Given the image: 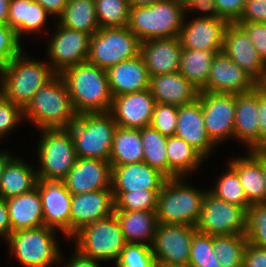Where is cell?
Here are the masks:
<instances>
[{"instance_id":"cell-1","label":"cell","mask_w":266,"mask_h":267,"mask_svg":"<svg viewBox=\"0 0 266 267\" xmlns=\"http://www.w3.org/2000/svg\"><path fill=\"white\" fill-rule=\"evenodd\" d=\"M59 75L77 115L110 112L113 95L105 69L85 61L64 69Z\"/></svg>"},{"instance_id":"cell-2","label":"cell","mask_w":266,"mask_h":267,"mask_svg":"<svg viewBox=\"0 0 266 267\" xmlns=\"http://www.w3.org/2000/svg\"><path fill=\"white\" fill-rule=\"evenodd\" d=\"M22 50L1 71L0 94L24 109L35 93L57 73L47 63Z\"/></svg>"},{"instance_id":"cell-3","label":"cell","mask_w":266,"mask_h":267,"mask_svg":"<svg viewBox=\"0 0 266 267\" xmlns=\"http://www.w3.org/2000/svg\"><path fill=\"white\" fill-rule=\"evenodd\" d=\"M24 120L37 130L68 128L77 116L63 78L57 74L23 109Z\"/></svg>"},{"instance_id":"cell-4","label":"cell","mask_w":266,"mask_h":267,"mask_svg":"<svg viewBox=\"0 0 266 267\" xmlns=\"http://www.w3.org/2000/svg\"><path fill=\"white\" fill-rule=\"evenodd\" d=\"M187 182L186 177L165 180L157 196L158 222L190 226L197 224L208 189L201 190Z\"/></svg>"},{"instance_id":"cell-5","label":"cell","mask_w":266,"mask_h":267,"mask_svg":"<svg viewBox=\"0 0 266 267\" xmlns=\"http://www.w3.org/2000/svg\"><path fill=\"white\" fill-rule=\"evenodd\" d=\"M185 18V5L176 0H160L148 6L130 7L127 27L145 41L178 37Z\"/></svg>"},{"instance_id":"cell-6","label":"cell","mask_w":266,"mask_h":267,"mask_svg":"<svg viewBox=\"0 0 266 267\" xmlns=\"http://www.w3.org/2000/svg\"><path fill=\"white\" fill-rule=\"evenodd\" d=\"M56 229L41 226L10 233L3 241L10 254L22 267H53L60 265L61 249Z\"/></svg>"},{"instance_id":"cell-7","label":"cell","mask_w":266,"mask_h":267,"mask_svg":"<svg viewBox=\"0 0 266 267\" xmlns=\"http://www.w3.org/2000/svg\"><path fill=\"white\" fill-rule=\"evenodd\" d=\"M117 124L110 112L82 113L68 127L77 158L108 160Z\"/></svg>"},{"instance_id":"cell-8","label":"cell","mask_w":266,"mask_h":267,"mask_svg":"<svg viewBox=\"0 0 266 267\" xmlns=\"http://www.w3.org/2000/svg\"><path fill=\"white\" fill-rule=\"evenodd\" d=\"M70 239H73L74 247L81 255L114 264L126 245L115 214L85 225Z\"/></svg>"},{"instance_id":"cell-9","label":"cell","mask_w":266,"mask_h":267,"mask_svg":"<svg viewBox=\"0 0 266 267\" xmlns=\"http://www.w3.org/2000/svg\"><path fill=\"white\" fill-rule=\"evenodd\" d=\"M36 151L37 177L62 181L76 161L74 140L68 128L41 129Z\"/></svg>"},{"instance_id":"cell-10","label":"cell","mask_w":266,"mask_h":267,"mask_svg":"<svg viewBox=\"0 0 266 267\" xmlns=\"http://www.w3.org/2000/svg\"><path fill=\"white\" fill-rule=\"evenodd\" d=\"M141 41L127 27L100 28L91 35L87 61L107 70L140 54Z\"/></svg>"},{"instance_id":"cell-11","label":"cell","mask_w":266,"mask_h":267,"mask_svg":"<svg viewBox=\"0 0 266 267\" xmlns=\"http://www.w3.org/2000/svg\"><path fill=\"white\" fill-rule=\"evenodd\" d=\"M195 228L211 236L245 234L246 211L240 206L216 197L207 190Z\"/></svg>"},{"instance_id":"cell-12","label":"cell","mask_w":266,"mask_h":267,"mask_svg":"<svg viewBox=\"0 0 266 267\" xmlns=\"http://www.w3.org/2000/svg\"><path fill=\"white\" fill-rule=\"evenodd\" d=\"M195 226L158 222L151 251L157 266L188 265Z\"/></svg>"},{"instance_id":"cell-13","label":"cell","mask_w":266,"mask_h":267,"mask_svg":"<svg viewBox=\"0 0 266 267\" xmlns=\"http://www.w3.org/2000/svg\"><path fill=\"white\" fill-rule=\"evenodd\" d=\"M205 130L211 141L234 140L235 94L199 92Z\"/></svg>"},{"instance_id":"cell-14","label":"cell","mask_w":266,"mask_h":267,"mask_svg":"<svg viewBox=\"0 0 266 267\" xmlns=\"http://www.w3.org/2000/svg\"><path fill=\"white\" fill-rule=\"evenodd\" d=\"M55 32L48 39L47 63L60 74L64 69L87 61L91 35L61 26L55 21Z\"/></svg>"},{"instance_id":"cell-15","label":"cell","mask_w":266,"mask_h":267,"mask_svg":"<svg viewBox=\"0 0 266 267\" xmlns=\"http://www.w3.org/2000/svg\"><path fill=\"white\" fill-rule=\"evenodd\" d=\"M44 226L60 231L70 239V205L72 194L63 181L38 179Z\"/></svg>"},{"instance_id":"cell-16","label":"cell","mask_w":266,"mask_h":267,"mask_svg":"<svg viewBox=\"0 0 266 267\" xmlns=\"http://www.w3.org/2000/svg\"><path fill=\"white\" fill-rule=\"evenodd\" d=\"M191 17L185 15L178 36L182 49L222 51L224 33L229 22L224 18Z\"/></svg>"},{"instance_id":"cell-17","label":"cell","mask_w":266,"mask_h":267,"mask_svg":"<svg viewBox=\"0 0 266 267\" xmlns=\"http://www.w3.org/2000/svg\"><path fill=\"white\" fill-rule=\"evenodd\" d=\"M222 51L243 69L257 84L266 73V64L260 58L246 31L236 23L226 27Z\"/></svg>"},{"instance_id":"cell-18","label":"cell","mask_w":266,"mask_h":267,"mask_svg":"<svg viewBox=\"0 0 266 267\" xmlns=\"http://www.w3.org/2000/svg\"><path fill=\"white\" fill-rule=\"evenodd\" d=\"M155 105L148 88L113 97L110 113L117 126L141 129L150 126Z\"/></svg>"},{"instance_id":"cell-19","label":"cell","mask_w":266,"mask_h":267,"mask_svg":"<svg viewBox=\"0 0 266 267\" xmlns=\"http://www.w3.org/2000/svg\"><path fill=\"white\" fill-rule=\"evenodd\" d=\"M112 189L72 194L70 205V238L82 227L114 214Z\"/></svg>"},{"instance_id":"cell-20","label":"cell","mask_w":266,"mask_h":267,"mask_svg":"<svg viewBox=\"0 0 266 267\" xmlns=\"http://www.w3.org/2000/svg\"><path fill=\"white\" fill-rule=\"evenodd\" d=\"M258 84L223 51L212 62L207 86L203 92L242 94L254 90Z\"/></svg>"},{"instance_id":"cell-21","label":"cell","mask_w":266,"mask_h":267,"mask_svg":"<svg viewBox=\"0 0 266 267\" xmlns=\"http://www.w3.org/2000/svg\"><path fill=\"white\" fill-rule=\"evenodd\" d=\"M112 168L108 160L76 158L74 166L62 180L71 194L111 189Z\"/></svg>"},{"instance_id":"cell-22","label":"cell","mask_w":266,"mask_h":267,"mask_svg":"<svg viewBox=\"0 0 266 267\" xmlns=\"http://www.w3.org/2000/svg\"><path fill=\"white\" fill-rule=\"evenodd\" d=\"M258 113V86L248 93L235 94L234 140L244 144L247 151L260 148Z\"/></svg>"},{"instance_id":"cell-23","label":"cell","mask_w":266,"mask_h":267,"mask_svg":"<svg viewBox=\"0 0 266 267\" xmlns=\"http://www.w3.org/2000/svg\"><path fill=\"white\" fill-rule=\"evenodd\" d=\"M181 51L179 37L151 38L140 46L149 77L178 72Z\"/></svg>"},{"instance_id":"cell-24","label":"cell","mask_w":266,"mask_h":267,"mask_svg":"<svg viewBox=\"0 0 266 267\" xmlns=\"http://www.w3.org/2000/svg\"><path fill=\"white\" fill-rule=\"evenodd\" d=\"M112 192L161 190L167 177L146 162L111 167Z\"/></svg>"},{"instance_id":"cell-25","label":"cell","mask_w":266,"mask_h":267,"mask_svg":"<svg viewBox=\"0 0 266 267\" xmlns=\"http://www.w3.org/2000/svg\"><path fill=\"white\" fill-rule=\"evenodd\" d=\"M175 136L188 142L206 161L217 148L205 130L202 105L198 99L191 104L178 106Z\"/></svg>"},{"instance_id":"cell-26","label":"cell","mask_w":266,"mask_h":267,"mask_svg":"<svg viewBox=\"0 0 266 267\" xmlns=\"http://www.w3.org/2000/svg\"><path fill=\"white\" fill-rule=\"evenodd\" d=\"M149 89L156 103L176 106L193 103L200 92L179 72L150 77Z\"/></svg>"},{"instance_id":"cell-27","label":"cell","mask_w":266,"mask_h":267,"mask_svg":"<svg viewBox=\"0 0 266 267\" xmlns=\"http://www.w3.org/2000/svg\"><path fill=\"white\" fill-rule=\"evenodd\" d=\"M106 71L113 97L149 88L150 77L141 54L113 65Z\"/></svg>"},{"instance_id":"cell-28","label":"cell","mask_w":266,"mask_h":267,"mask_svg":"<svg viewBox=\"0 0 266 267\" xmlns=\"http://www.w3.org/2000/svg\"><path fill=\"white\" fill-rule=\"evenodd\" d=\"M246 153L235 158L232 157L227 164L237 172L247 200L251 204L261 203L265 195L262 152L246 150Z\"/></svg>"},{"instance_id":"cell-29","label":"cell","mask_w":266,"mask_h":267,"mask_svg":"<svg viewBox=\"0 0 266 267\" xmlns=\"http://www.w3.org/2000/svg\"><path fill=\"white\" fill-rule=\"evenodd\" d=\"M51 15L34 0H10L7 25L22 42L25 35L42 33ZM43 28V29H42Z\"/></svg>"},{"instance_id":"cell-30","label":"cell","mask_w":266,"mask_h":267,"mask_svg":"<svg viewBox=\"0 0 266 267\" xmlns=\"http://www.w3.org/2000/svg\"><path fill=\"white\" fill-rule=\"evenodd\" d=\"M11 233L44 226L42 200L37 186L26 193L6 199Z\"/></svg>"},{"instance_id":"cell-31","label":"cell","mask_w":266,"mask_h":267,"mask_svg":"<svg viewBox=\"0 0 266 267\" xmlns=\"http://www.w3.org/2000/svg\"><path fill=\"white\" fill-rule=\"evenodd\" d=\"M23 157L14 156L6 165L0 179V196L8 199L31 191L36 187V167Z\"/></svg>"},{"instance_id":"cell-32","label":"cell","mask_w":266,"mask_h":267,"mask_svg":"<svg viewBox=\"0 0 266 267\" xmlns=\"http://www.w3.org/2000/svg\"><path fill=\"white\" fill-rule=\"evenodd\" d=\"M126 243L152 244L158 219L156 211L114 210Z\"/></svg>"},{"instance_id":"cell-33","label":"cell","mask_w":266,"mask_h":267,"mask_svg":"<svg viewBox=\"0 0 266 267\" xmlns=\"http://www.w3.org/2000/svg\"><path fill=\"white\" fill-rule=\"evenodd\" d=\"M166 154L168 178L188 177L199 170L197 168L206 160L188 142L175 135L167 139Z\"/></svg>"},{"instance_id":"cell-34","label":"cell","mask_w":266,"mask_h":267,"mask_svg":"<svg viewBox=\"0 0 266 267\" xmlns=\"http://www.w3.org/2000/svg\"><path fill=\"white\" fill-rule=\"evenodd\" d=\"M109 162L111 167L143 162V144L139 129L117 126Z\"/></svg>"},{"instance_id":"cell-35","label":"cell","mask_w":266,"mask_h":267,"mask_svg":"<svg viewBox=\"0 0 266 267\" xmlns=\"http://www.w3.org/2000/svg\"><path fill=\"white\" fill-rule=\"evenodd\" d=\"M57 22L68 29L93 35L100 27L94 0H70Z\"/></svg>"},{"instance_id":"cell-36","label":"cell","mask_w":266,"mask_h":267,"mask_svg":"<svg viewBox=\"0 0 266 267\" xmlns=\"http://www.w3.org/2000/svg\"><path fill=\"white\" fill-rule=\"evenodd\" d=\"M218 52L221 51L182 49L178 72L202 91L207 86L212 62Z\"/></svg>"},{"instance_id":"cell-37","label":"cell","mask_w":266,"mask_h":267,"mask_svg":"<svg viewBox=\"0 0 266 267\" xmlns=\"http://www.w3.org/2000/svg\"><path fill=\"white\" fill-rule=\"evenodd\" d=\"M143 144V162L158 169L168 178V158L166 145L168 137L151 125L139 129Z\"/></svg>"},{"instance_id":"cell-38","label":"cell","mask_w":266,"mask_h":267,"mask_svg":"<svg viewBox=\"0 0 266 267\" xmlns=\"http://www.w3.org/2000/svg\"><path fill=\"white\" fill-rule=\"evenodd\" d=\"M247 244L245 234L213 236V252L221 267H243Z\"/></svg>"},{"instance_id":"cell-39","label":"cell","mask_w":266,"mask_h":267,"mask_svg":"<svg viewBox=\"0 0 266 267\" xmlns=\"http://www.w3.org/2000/svg\"><path fill=\"white\" fill-rule=\"evenodd\" d=\"M227 166L228 169L218 176L216 184L208 190L216 197L247 211L252 204L245 196L237 172L229 164Z\"/></svg>"},{"instance_id":"cell-40","label":"cell","mask_w":266,"mask_h":267,"mask_svg":"<svg viewBox=\"0 0 266 267\" xmlns=\"http://www.w3.org/2000/svg\"><path fill=\"white\" fill-rule=\"evenodd\" d=\"M100 28L128 25L130 4L128 0H94Z\"/></svg>"},{"instance_id":"cell-41","label":"cell","mask_w":266,"mask_h":267,"mask_svg":"<svg viewBox=\"0 0 266 267\" xmlns=\"http://www.w3.org/2000/svg\"><path fill=\"white\" fill-rule=\"evenodd\" d=\"M161 190H142V192H112L115 209L123 211H156L157 196Z\"/></svg>"},{"instance_id":"cell-42","label":"cell","mask_w":266,"mask_h":267,"mask_svg":"<svg viewBox=\"0 0 266 267\" xmlns=\"http://www.w3.org/2000/svg\"><path fill=\"white\" fill-rule=\"evenodd\" d=\"M190 267H221L213 252V236L196 231L193 236L188 261Z\"/></svg>"},{"instance_id":"cell-43","label":"cell","mask_w":266,"mask_h":267,"mask_svg":"<svg viewBox=\"0 0 266 267\" xmlns=\"http://www.w3.org/2000/svg\"><path fill=\"white\" fill-rule=\"evenodd\" d=\"M245 235L248 243L266 248V204H252L248 208Z\"/></svg>"},{"instance_id":"cell-44","label":"cell","mask_w":266,"mask_h":267,"mask_svg":"<svg viewBox=\"0 0 266 267\" xmlns=\"http://www.w3.org/2000/svg\"><path fill=\"white\" fill-rule=\"evenodd\" d=\"M116 267H158L151 246L142 243H126Z\"/></svg>"},{"instance_id":"cell-45","label":"cell","mask_w":266,"mask_h":267,"mask_svg":"<svg viewBox=\"0 0 266 267\" xmlns=\"http://www.w3.org/2000/svg\"><path fill=\"white\" fill-rule=\"evenodd\" d=\"M178 106L156 103L151 126L167 137L176 133Z\"/></svg>"},{"instance_id":"cell-46","label":"cell","mask_w":266,"mask_h":267,"mask_svg":"<svg viewBox=\"0 0 266 267\" xmlns=\"http://www.w3.org/2000/svg\"><path fill=\"white\" fill-rule=\"evenodd\" d=\"M23 121V109L0 94V140Z\"/></svg>"},{"instance_id":"cell-47","label":"cell","mask_w":266,"mask_h":267,"mask_svg":"<svg viewBox=\"0 0 266 267\" xmlns=\"http://www.w3.org/2000/svg\"><path fill=\"white\" fill-rule=\"evenodd\" d=\"M24 47L8 25L0 24V69L2 70Z\"/></svg>"},{"instance_id":"cell-48","label":"cell","mask_w":266,"mask_h":267,"mask_svg":"<svg viewBox=\"0 0 266 267\" xmlns=\"http://www.w3.org/2000/svg\"><path fill=\"white\" fill-rule=\"evenodd\" d=\"M236 24L246 31L260 58L266 64V23L244 22Z\"/></svg>"},{"instance_id":"cell-49","label":"cell","mask_w":266,"mask_h":267,"mask_svg":"<svg viewBox=\"0 0 266 267\" xmlns=\"http://www.w3.org/2000/svg\"><path fill=\"white\" fill-rule=\"evenodd\" d=\"M266 23V0H246L243 12L235 23Z\"/></svg>"},{"instance_id":"cell-50","label":"cell","mask_w":266,"mask_h":267,"mask_svg":"<svg viewBox=\"0 0 266 267\" xmlns=\"http://www.w3.org/2000/svg\"><path fill=\"white\" fill-rule=\"evenodd\" d=\"M218 14L229 23H235L241 16L246 0H214Z\"/></svg>"},{"instance_id":"cell-51","label":"cell","mask_w":266,"mask_h":267,"mask_svg":"<svg viewBox=\"0 0 266 267\" xmlns=\"http://www.w3.org/2000/svg\"><path fill=\"white\" fill-rule=\"evenodd\" d=\"M192 12L198 13L197 18H221L214 0H190L185 4V15Z\"/></svg>"},{"instance_id":"cell-52","label":"cell","mask_w":266,"mask_h":267,"mask_svg":"<svg viewBox=\"0 0 266 267\" xmlns=\"http://www.w3.org/2000/svg\"><path fill=\"white\" fill-rule=\"evenodd\" d=\"M243 267H266V248L248 243L244 252Z\"/></svg>"},{"instance_id":"cell-53","label":"cell","mask_w":266,"mask_h":267,"mask_svg":"<svg viewBox=\"0 0 266 267\" xmlns=\"http://www.w3.org/2000/svg\"><path fill=\"white\" fill-rule=\"evenodd\" d=\"M63 257L64 254L63 256L61 254L60 265H59L63 267H101V263H103V261L91 259L81 255L76 249H74L70 254V256H68L69 257L67 258V260L69 259L68 261L66 260L65 257L64 258Z\"/></svg>"},{"instance_id":"cell-54","label":"cell","mask_w":266,"mask_h":267,"mask_svg":"<svg viewBox=\"0 0 266 267\" xmlns=\"http://www.w3.org/2000/svg\"><path fill=\"white\" fill-rule=\"evenodd\" d=\"M258 115L260 121V147L266 141V94L258 87Z\"/></svg>"},{"instance_id":"cell-55","label":"cell","mask_w":266,"mask_h":267,"mask_svg":"<svg viewBox=\"0 0 266 267\" xmlns=\"http://www.w3.org/2000/svg\"><path fill=\"white\" fill-rule=\"evenodd\" d=\"M11 233L9 209L6 199L0 196V239H6Z\"/></svg>"},{"instance_id":"cell-56","label":"cell","mask_w":266,"mask_h":267,"mask_svg":"<svg viewBox=\"0 0 266 267\" xmlns=\"http://www.w3.org/2000/svg\"><path fill=\"white\" fill-rule=\"evenodd\" d=\"M35 2H38L56 21L58 19L63 11L64 8L67 5V0H34ZM56 18V19H55Z\"/></svg>"},{"instance_id":"cell-57","label":"cell","mask_w":266,"mask_h":267,"mask_svg":"<svg viewBox=\"0 0 266 267\" xmlns=\"http://www.w3.org/2000/svg\"><path fill=\"white\" fill-rule=\"evenodd\" d=\"M10 0H0V24L7 25Z\"/></svg>"},{"instance_id":"cell-58","label":"cell","mask_w":266,"mask_h":267,"mask_svg":"<svg viewBox=\"0 0 266 267\" xmlns=\"http://www.w3.org/2000/svg\"><path fill=\"white\" fill-rule=\"evenodd\" d=\"M15 156L14 152L13 154L9 152L7 149L5 150H0V179L1 176L3 175L4 169L7 165V163Z\"/></svg>"},{"instance_id":"cell-59","label":"cell","mask_w":266,"mask_h":267,"mask_svg":"<svg viewBox=\"0 0 266 267\" xmlns=\"http://www.w3.org/2000/svg\"><path fill=\"white\" fill-rule=\"evenodd\" d=\"M131 7L148 6L160 0H128Z\"/></svg>"},{"instance_id":"cell-60","label":"cell","mask_w":266,"mask_h":267,"mask_svg":"<svg viewBox=\"0 0 266 267\" xmlns=\"http://www.w3.org/2000/svg\"><path fill=\"white\" fill-rule=\"evenodd\" d=\"M262 172H263L264 183H265V195H264V200L261 203L266 204V155L263 153H262Z\"/></svg>"},{"instance_id":"cell-61","label":"cell","mask_w":266,"mask_h":267,"mask_svg":"<svg viewBox=\"0 0 266 267\" xmlns=\"http://www.w3.org/2000/svg\"><path fill=\"white\" fill-rule=\"evenodd\" d=\"M258 87L266 94V73L264 74L261 82L258 84Z\"/></svg>"},{"instance_id":"cell-62","label":"cell","mask_w":266,"mask_h":267,"mask_svg":"<svg viewBox=\"0 0 266 267\" xmlns=\"http://www.w3.org/2000/svg\"><path fill=\"white\" fill-rule=\"evenodd\" d=\"M259 151L266 155V141L263 143V145L259 148Z\"/></svg>"},{"instance_id":"cell-63","label":"cell","mask_w":266,"mask_h":267,"mask_svg":"<svg viewBox=\"0 0 266 267\" xmlns=\"http://www.w3.org/2000/svg\"><path fill=\"white\" fill-rule=\"evenodd\" d=\"M159 267H190L188 265H166V266H159Z\"/></svg>"},{"instance_id":"cell-64","label":"cell","mask_w":266,"mask_h":267,"mask_svg":"<svg viewBox=\"0 0 266 267\" xmlns=\"http://www.w3.org/2000/svg\"><path fill=\"white\" fill-rule=\"evenodd\" d=\"M178 1L179 3L185 5L186 3H188L190 0H176Z\"/></svg>"},{"instance_id":"cell-65","label":"cell","mask_w":266,"mask_h":267,"mask_svg":"<svg viewBox=\"0 0 266 267\" xmlns=\"http://www.w3.org/2000/svg\"><path fill=\"white\" fill-rule=\"evenodd\" d=\"M1 69H0V89H1Z\"/></svg>"}]
</instances>
